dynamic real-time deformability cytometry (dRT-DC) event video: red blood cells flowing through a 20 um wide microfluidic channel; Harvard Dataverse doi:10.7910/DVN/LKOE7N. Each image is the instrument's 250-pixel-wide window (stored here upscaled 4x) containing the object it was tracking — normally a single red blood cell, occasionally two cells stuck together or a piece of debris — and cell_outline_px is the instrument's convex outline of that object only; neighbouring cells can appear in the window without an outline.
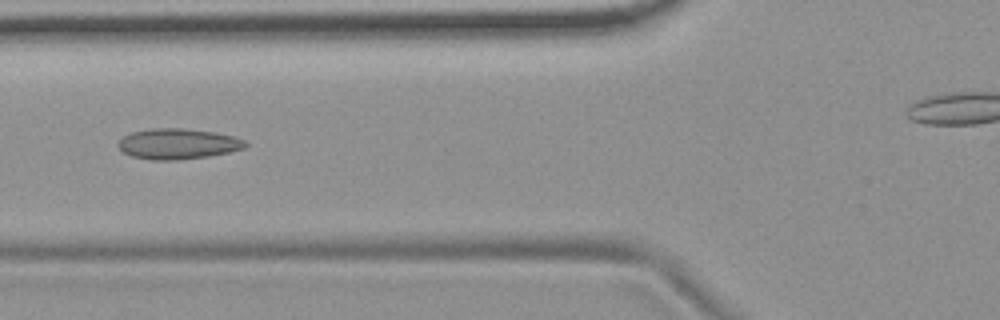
{"species": "common noctule bat (a hibernating species)", "species_latin": "Nyctalus noctula", "temperature_condition": "room temperature", "stored_images_in_passage": 39, "camera_frame_rate_fps": 3000, "um_per_image_px": 0.085, "animal": {"sex": "female", "body_mass_g": 19.9}, "frame": {"image": 1, "passage_image": 11, "time_ms": 3.333, "image_size_px": [1000, 320], "cell_outline_px": [[248, 144], [244, 148], [228, 152], [208, 156], [176, 160], [152, 160], [132, 156], [124, 152], [116, 144], [124, 136], [132, 132], [152, 128], [180, 128], [212, 132], [232, 136], [244, 140]], "centroid_in_image_um": [15.1, 12.23], "position_along_channel_um": 110.7, "area_um2": 22.37}}
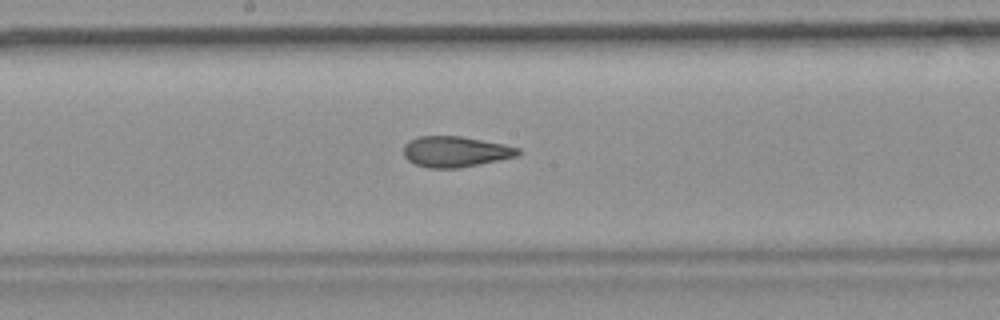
{"frame": {"image": 2, "passage_image": 19, "time_ms": 6.0, "image_size_px": [1000, 320], "cell_outline_px": [[520, 152], [516, 156], [500, 160], [460, 168], [428, 168], [416, 164], [408, 160], [404, 156], [404, 144], [408, 140], [420, 136], [460, 136], [504, 144], [520, 148]], "centroid_in_image_um": [38.7, 12.89], "position_along_channel_um": 209.5, "area_um2": 20.52}}
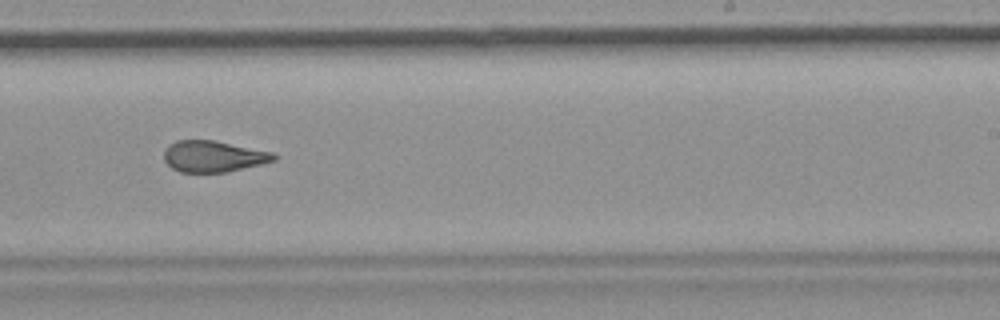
{"frame": {"image": 3, "passage_image": 24, "time_ms": 7.667, "image_size_px": [1000, 320], "cell_outline_px": [[276, 160], [260, 164], [224, 172], [180, 172], [172, 168], [164, 160], [164, 152], [168, 144], [176, 140], [216, 140], [272, 152], [276, 156]], "centroid_in_image_um": [18.1, 13.28], "position_along_channel_um": 270.9, "area_um2": 19.94}, "authors_computed_cell_mechanics": {"area_um2": 20.808, "velocity_mm_per_s": 3.7106, "shape_relaxation_time_tau1_ms": null, "shape_relaxation_time_tau2_ms": 1.8009, "deformation_change_tau1": null, "deformation_change_tau2": 0.1036}}